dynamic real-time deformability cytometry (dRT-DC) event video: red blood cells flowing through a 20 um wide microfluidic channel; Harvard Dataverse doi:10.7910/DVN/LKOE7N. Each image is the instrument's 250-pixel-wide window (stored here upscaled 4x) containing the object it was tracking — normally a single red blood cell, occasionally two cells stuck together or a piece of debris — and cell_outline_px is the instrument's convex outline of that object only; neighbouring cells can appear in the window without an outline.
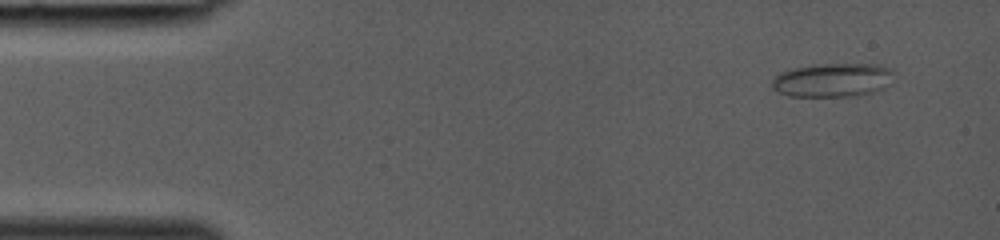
{"species": "common noctule bat (a hibernating species)", "species_latin": "Nyctalus noctula", "temperature_condition": "room temperature", "stored_images_in_passage": 36, "camera_frame_rate_fps": 3000, "um_per_image_px": 0.085, "animal": {"sex": "female", "body_mass_g": 19.0, "forearm_length_mm": 53.3}, "frame": {"image": 1, "passage_image": 1, "time_ms": 0.0, "image_size_px": [1000, 240], "cell_outline_px": [[896, 72], [884, 88], [876, 92], [856, 96], [788, 96], [772, 88], [772, 80], [780, 72], [796, 68], [816, 64], [880, 64], [892, 68]], "centroid_in_image_um": [70.83, 6.8], "position_along_channel_um": 14.2, "area_um2": 24.16}}
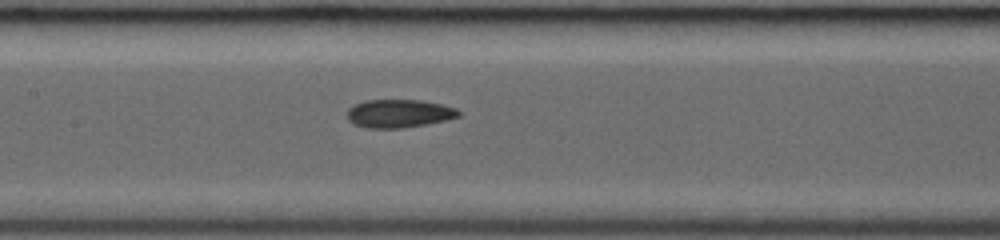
{"frame": {"image": 2, "passage_image": 17, "time_ms": 5.333, "image_size_px": [1000, 240], "cell_outline_px": [[460, 116], [444, 120], [404, 128], [368, 128], [352, 124], [348, 120], [348, 108], [352, 104], [364, 100], [420, 100], [440, 104], [456, 108], [460, 112]], "centroid_in_image_um": [33.86, 9.64], "position_along_channel_um": 173.5, "area_um2": 18.32}}
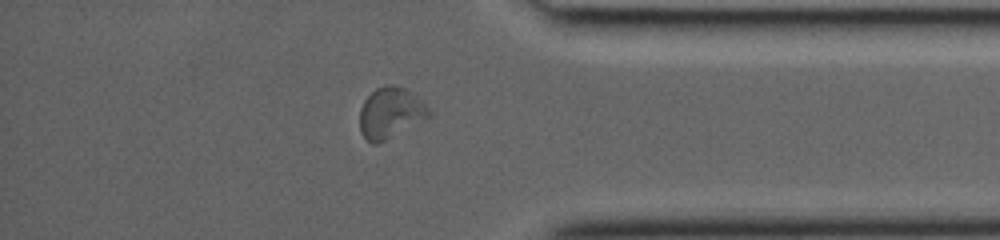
{"frame": {"image": 3, "passage_image": 31, "time_ms": 10.0, "image_size_px": [1000, 240], "cell_outline_px": [[432, 116], [376, 144], [372, 144], [360, 132], [360, 108], [364, 100], [376, 88], [388, 84], [396, 84], [404, 88], [416, 96], [432, 112]], "centroid_in_image_um": [33.18, 9.58], "position_along_channel_um": 402.0, "area_um2": 20.29}}